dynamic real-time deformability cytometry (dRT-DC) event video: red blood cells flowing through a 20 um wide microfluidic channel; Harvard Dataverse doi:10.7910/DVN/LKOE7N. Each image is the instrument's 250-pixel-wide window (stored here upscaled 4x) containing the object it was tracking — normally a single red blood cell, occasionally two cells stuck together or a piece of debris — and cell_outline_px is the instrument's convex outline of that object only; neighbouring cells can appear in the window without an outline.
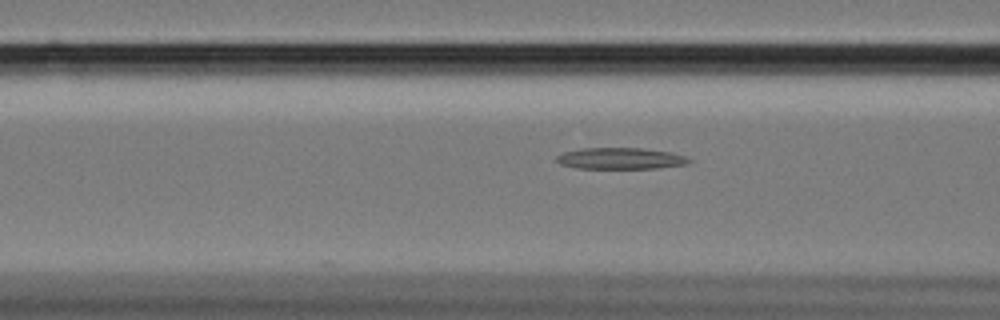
{"species": "Egyptian fruit bat (a non-hibernating species)", "species_latin": "Rousettus aegyptiacus", "temperature_condition": "cold", "stored_images_in_passage": 59, "camera_frame_rate_fps": 3000, "um_per_image_px": 0.085, "animal": {"sex": "female"}, "frame": {"image": 1, "passage_image": 23, "time_ms": 7.333, "image_size_px": [1000, 320], "cell_outline_px": [[692, 160], [684, 164], [656, 168], [580, 168], [560, 164], [556, 160], [556, 156], [564, 152], [580, 148], [644, 148], [672, 152], [684, 156]], "centroid_in_image_um": [52.72, 13.45], "position_along_channel_um": 113.9, "area_um2": 16.36}}
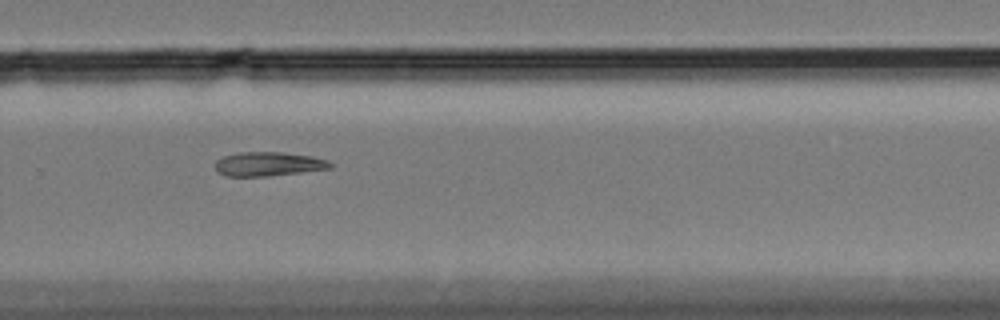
{"frame": {"image": 2, "passage_image": 40, "time_ms": 13.0, "image_size_px": [1000, 320], "cell_outline_px": [[336, 164], [332, 168], [268, 176], [228, 176], [220, 172], [216, 168], [216, 160], [224, 156], [236, 152], [284, 152], [312, 156], [328, 160]], "centroid_in_image_um": [22.88, 13.93], "position_along_channel_um": 306.9, "area_um2": 16.18}}
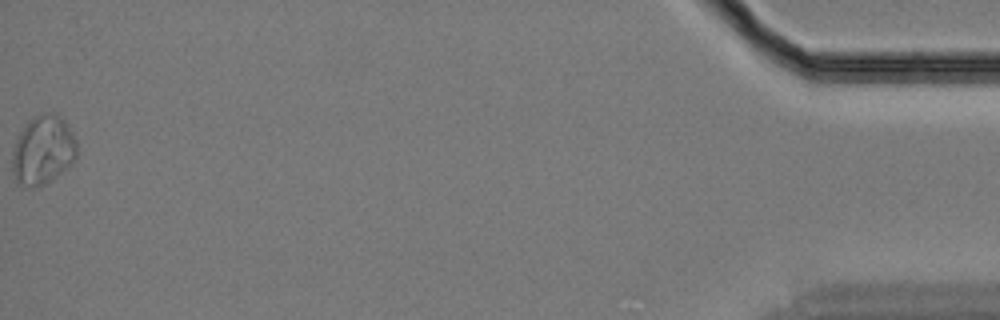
{"frame": {"image": 3, "passage_image": 59, "time_ms": 19.333, "image_size_px": [1000, 320], "cell_outline_px": [[76, 156], [72, 164], [44, 184], [36, 188], [16, 184], [12, 172], [12, 152], [16, 140], [20, 132], [28, 120], [36, 116], [56, 112], [64, 120], [72, 132], [76, 140]], "centroid_in_image_um": [3.63, 12.78], "position_along_channel_um": 431.6, "area_um2": 25.95}}